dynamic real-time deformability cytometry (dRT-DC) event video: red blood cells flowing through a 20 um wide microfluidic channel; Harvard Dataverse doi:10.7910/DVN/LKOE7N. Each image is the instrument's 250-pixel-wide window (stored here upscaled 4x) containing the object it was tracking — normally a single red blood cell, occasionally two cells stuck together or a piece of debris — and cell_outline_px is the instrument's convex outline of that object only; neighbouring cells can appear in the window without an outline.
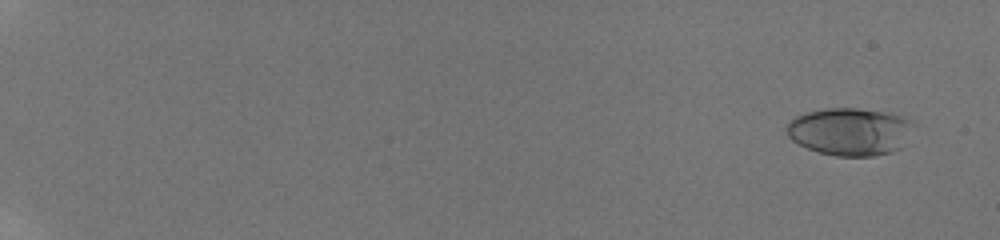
{"species": "human", "species_latin": "Homo sapiens", "temperature_condition": "room temperature", "stored_images_in_passage": 22, "camera_frame_rate_fps": 3000, "um_per_image_px": 0.085, "donor": {"sex": "male"}, "frame": {"image": 1, "passage_image": 3, "time_ms": 0.667, "image_size_px": [1000, 240], "cell_outline_px": [[908, 124], [900, 148], [892, 152], [872, 156], [836, 156], [820, 152], [808, 148], [792, 140], [788, 136], [784, 128], [796, 116], [808, 112], [824, 108], [860, 108], [884, 112], [900, 116], [908, 120]], "centroid_in_image_um": [72.12, 11.18], "position_along_channel_um": 12.9, "area_um2": 34.28}}
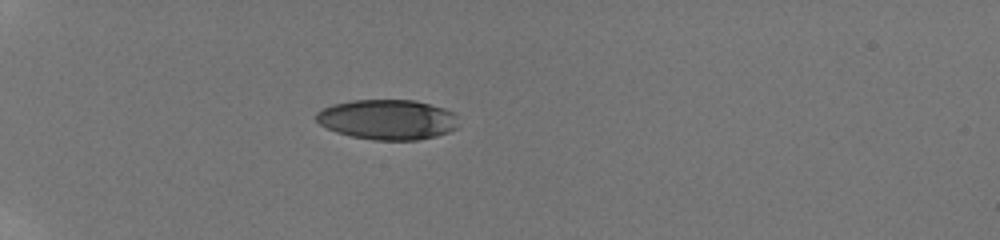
{"frame": {"image": 2, "passage_image": 19, "time_ms": 6.333, "image_size_px": [1000, 240], "cell_outline_px": [[456, 128], [448, 132], [436, 136], [416, 140], [372, 140], [352, 136], [336, 132], [320, 124], [316, 120], [316, 112], [332, 104], [352, 100], [416, 100], [444, 108], [452, 112], [456, 116]], "centroid_in_image_um": [32.92, 10.16], "position_along_channel_um": 52.1, "area_um2": 33.18}}